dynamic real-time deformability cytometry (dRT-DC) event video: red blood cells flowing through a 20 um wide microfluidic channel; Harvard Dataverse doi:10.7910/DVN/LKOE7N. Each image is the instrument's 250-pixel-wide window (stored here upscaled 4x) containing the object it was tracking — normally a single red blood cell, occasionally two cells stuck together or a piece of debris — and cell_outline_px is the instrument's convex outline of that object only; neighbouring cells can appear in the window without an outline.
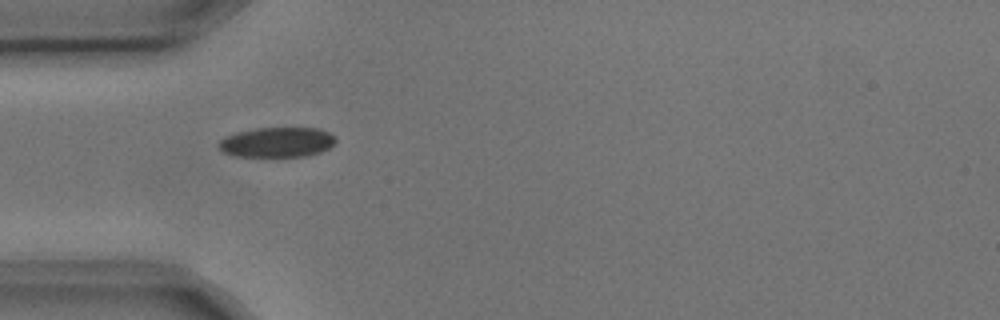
{"species": "common noctule bat (a hibernating species)", "species_latin": "Nyctalus noctula", "temperature_condition": "cold", "stored_images_in_passage": 2, "camera_frame_rate_fps": 3000, "um_per_image_px": 0.085, "animal": {"sex": "male", "body_mass_g": 17.9, "forearm_length_mm": 54.2}, "frame": {"image": 1, "passage_image": 1, "time_ms": 0.0, "image_size_px": [1000, 320], "cell_outline_px": [[336, 140], [328, 148], [320, 152], [304, 156], [236, 156], [224, 152], [216, 144], [224, 136], [236, 132], [256, 128], [320, 128], [336, 136]], "centroid_in_image_um": [23.53, 12.07], "position_along_channel_um": 61.5, "area_um2": 20.4}}